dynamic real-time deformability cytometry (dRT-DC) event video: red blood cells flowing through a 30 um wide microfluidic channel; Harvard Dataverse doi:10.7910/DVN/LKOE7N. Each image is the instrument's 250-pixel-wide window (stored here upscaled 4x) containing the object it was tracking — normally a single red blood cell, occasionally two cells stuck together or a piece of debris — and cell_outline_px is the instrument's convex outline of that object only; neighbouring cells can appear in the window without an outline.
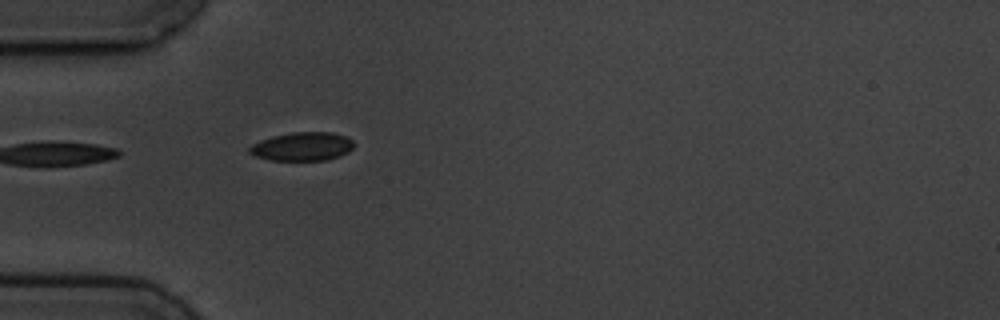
{"species": "common noctule bat (a hibernating species)", "species_latin": "Nyctalus noctula", "temperature_condition": "cold", "stored_images_in_passage": 4, "camera_frame_rate_fps": 3000, "um_per_image_px": 0.085, "animal": {"sex": "male", "body_mass_g": 19.5, "forearm_length_mm": 54.6}, "frame": {"image": 1, "passage_image": 4, "time_ms": 3.667, "image_size_px": [1000, 320], "cell_outline_px": [[356, 144], [348, 152], [340, 156], [328, 160], [268, 160], [256, 156], [248, 152], [248, 148], [252, 144], [260, 140], [272, 136], [292, 132], [332, 132], [344, 136], [352, 140]], "centroid_in_image_um": [25.69, 12.45], "position_along_channel_um": 59.3, "area_um2": 17.51}}